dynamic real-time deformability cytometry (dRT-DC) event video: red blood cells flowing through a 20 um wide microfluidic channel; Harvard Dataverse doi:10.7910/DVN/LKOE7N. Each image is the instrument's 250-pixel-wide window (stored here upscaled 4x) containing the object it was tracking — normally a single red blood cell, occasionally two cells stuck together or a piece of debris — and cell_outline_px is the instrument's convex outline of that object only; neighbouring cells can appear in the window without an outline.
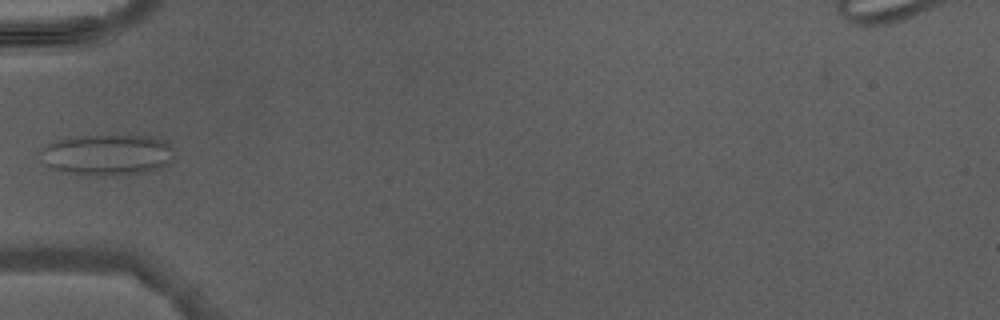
{"species": "Egyptian fruit bat (a non-hibernating species)", "species_latin": "Rousettus aegyptiacus", "temperature_condition": "warm", "stored_images_in_passage": 3, "camera_frame_rate_fps": 3000, "um_per_image_px": 0.085, "animal": {"sex": "male"}, "frame": {"image": 1, "passage_image": 3, "time_ms": 3.667, "image_size_px": [1000, 320], "cell_outline_px": [[172, 160], [168, 164], [144, 172], [68, 172], [44, 168], [40, 152], [40, 148], [56, 140], [76, 136], [152, 136], [168, 140], [172, 148]], "centroid_in_image_um": [9.08, 13.09], "position_along_channel_um": 75.9, "area_um2": 30.98}}